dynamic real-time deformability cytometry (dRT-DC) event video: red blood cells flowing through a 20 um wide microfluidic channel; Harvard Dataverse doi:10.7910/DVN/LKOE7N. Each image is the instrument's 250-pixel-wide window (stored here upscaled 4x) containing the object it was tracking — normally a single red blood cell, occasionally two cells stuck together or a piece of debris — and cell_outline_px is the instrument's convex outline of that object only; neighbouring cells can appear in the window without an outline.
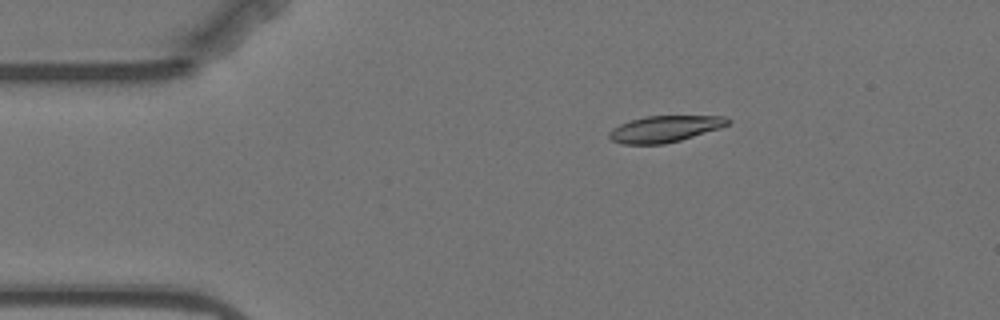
{"species": "Egyptian fruit bat (a non-hibernating species)", "species_latin": "Rousettus aegyptiacus", "temperature_condition": "warm", "stored_images_in_passage": 4, "camera_frame_rate_fps": 3000, "um_per_image_px": 0.085, "animal": {"sex": "female"}, "frame": {"image": 1, "passage_image": 1, "time_ms": 0.0, "image_size_px": [1000, 320], "cell_outline_px": [[732, 120], [728, 124], [720, 128], [680, 140], [664, 144], [620, 144], [612, 140], [608, 136], [608, 132], [612, 128], [620, 124], [632, 120], [648, 116], [724, 116]], "centroid_in_image_um": [56.49, 10.96], "position_along_channel_um": 28.5, "area_um2": 18.15}}
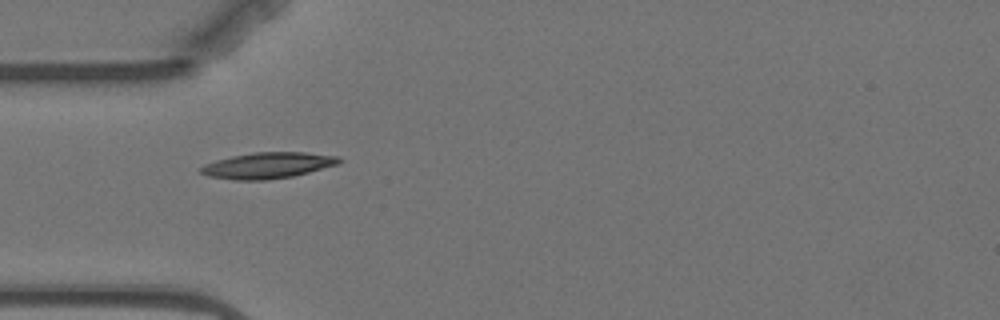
{"frame": {"image": 2, "passage_image": 3, "time_ms": 2.333, "image_size_px": [1000, 320], "cell_outline_px": [[344, 160], [340, 164], [292, 176], [264, 180], [236, 180], [208, 176], [200, 172], [200, 168], [204, 164], [216, 160], [232, 156], [252, 152], [304, 152], [340, 156]], "centroid_in_image_um": [22.8, 14.05], "position_along_channel_um": 62.2, "area_um2": 21.04}}
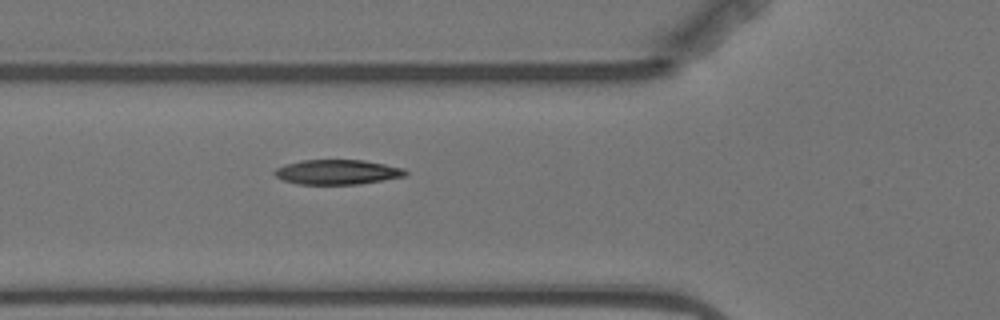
{"frame": {"image": 3, "passage_image": 4, "time_ms": 3.333, "image_size_px": [1000, 320], "cell_outline_px": [[408, 172], [404, 176], [360, 184], [296, 184], [284, 180], [276, 176], [272, 172], [276, 168], [284, 164], [300, 160], [364, 160], [404, 168]], "centroid_in_image_um": [28.64, 14.62], "position_along_channel_um": 97.2, "area_um2": 18.9}}